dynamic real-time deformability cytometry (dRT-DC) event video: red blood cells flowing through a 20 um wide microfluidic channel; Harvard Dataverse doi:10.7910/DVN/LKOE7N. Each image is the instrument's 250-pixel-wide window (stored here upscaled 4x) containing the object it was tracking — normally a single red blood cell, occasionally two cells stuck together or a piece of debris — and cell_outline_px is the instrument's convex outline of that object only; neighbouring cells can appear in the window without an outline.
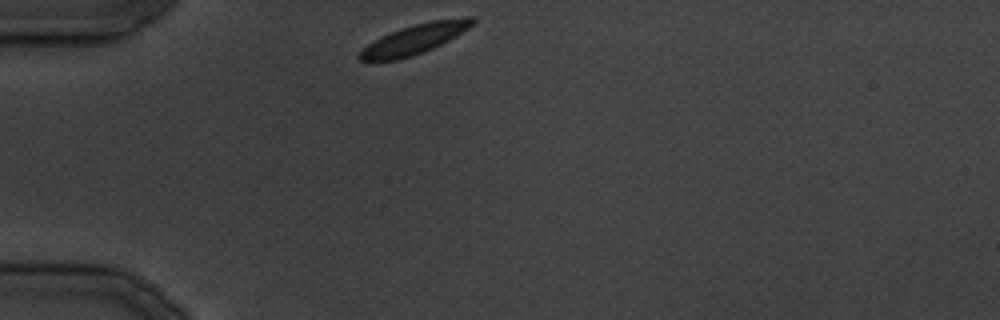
{"species": "common noctule bat (a hibernating species)", "species_latin": "Nyctalus noctula", "temperature_condition": "cold", "stored_images_in_passage": 22, "camera_frame_rate_fps": 3000, "um_per_image_px": 0.085, "animal": {"sex": "male", "body_mass_g": 19.5, "forearm_length_mm": 54.6}, "frame": {"image": 1, "passage_image": 1, "time_ms": 0.0, "image_size_px": [1000, 320], "cell_outline_px": [[476, 20], [468, 28], [456, 36], [424, 52], [412, 56], [396, 60], [360, 60], [356, 56], [368, 44], [380, 36], [416, 24], [432, 20], [468, 16], [476, 16]], "centroid_in_image_um": [35.27, 3.31], "position_along_channel_um": 49.7, "area_um2": 19.25}}
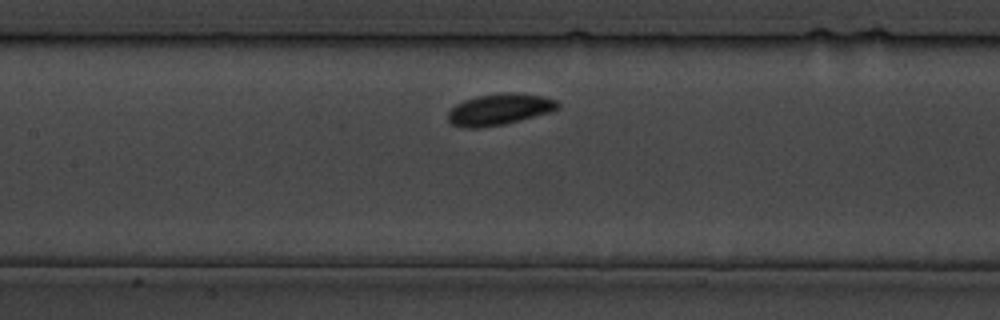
{"frame": {"image": 2, "passage_image": 8, "time_ms": 9.0, "image_size_px": [1000, 320], "cell_outline_px": [[560, 108], [548, 112], [520, 120], [504, 124], [480, 128], [460, 128], [452, 124], [448, 120], [448, 112], [456, 104], [464, 100], [480, 96], [500, 92], [512, 92], [544, 96], [556, 100], [560, 104]], "centroid_in_image_um": [42.44, 9.3], "position_along_channel_um": 165.0, "area_um2": 20.06}}
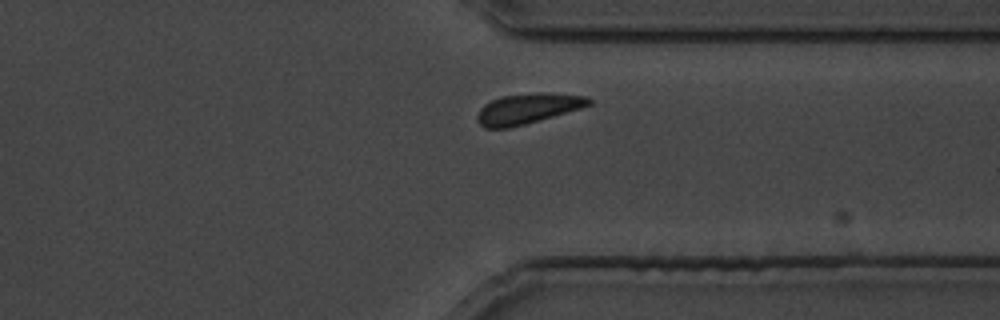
{"frame": {"image": 3, "passage_image": 19, "time_ms": 22.333, "image_size_px": [1000, 320], "cell_outline_px": [[592, 104], [580, 108], [524, 124], [508, 128], [484, 128], [476, 120], [476, 116], [480, 108], [484, 104], [500, 96], [536, 92], [544, 92], [588, 96], [592, 100]], "centroid_in_image_um": [44.83, 9.22], "position_along_channel_um": 366.6, "area_um2": 19.71}}